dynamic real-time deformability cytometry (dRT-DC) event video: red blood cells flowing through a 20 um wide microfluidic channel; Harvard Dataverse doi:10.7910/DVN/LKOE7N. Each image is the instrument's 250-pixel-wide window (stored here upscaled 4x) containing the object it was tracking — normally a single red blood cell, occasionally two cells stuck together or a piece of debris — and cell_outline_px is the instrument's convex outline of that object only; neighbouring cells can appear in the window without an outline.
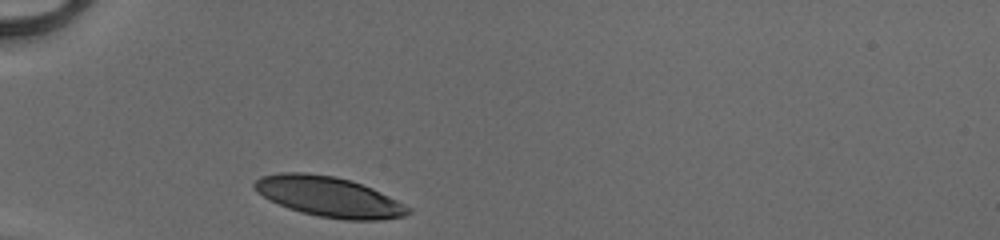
{"species": "human", "species_latin": "Homo sapiens", "temperature_condition": "cold", "stored_images_in_passage": 27, "camera_frame_rate_fps": 3000, "um_per_image_px": 0.085, "donor": {"sex": "male"}, "frame": {"image": 1, "passage_image": 1, "time_ms": 0.0, "image_size_px": [1000, 240], "cell_outline_px": [[412, 212], [404, 216], [380, 220], [344, 220], [320, 216], [300, 212], [288, 208], [268, 200], [256, 192], [252, 188], [252, 184], [260, 176], [280, 172], [304, 172], [332, 176], [352, 180], [372, 188], [412, 208]], "centroid_in_image_um": [27.92, 16.72], "position_along_channel_um": 57.1, "area_um2": 36.18}}
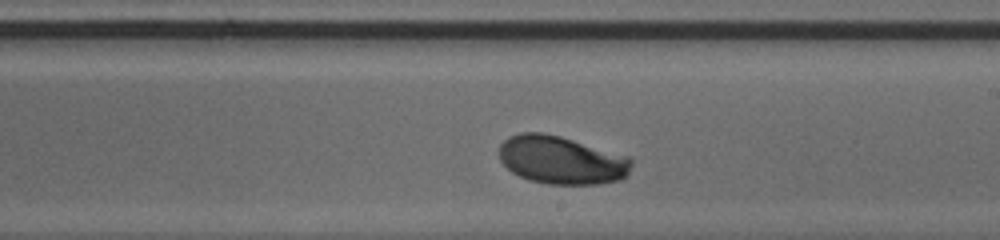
{"frame": {"image": 2, "passage_image": 16, "time_ms": 5.0, "image_size_px": [1000, 240], "cell_outline_px": [[632, 164], [628, 172], [620, 180], [596, 184], [548, 184], [528, 180], [512, 172], [500, 160], [500, 144], [508, 136], [520, 132], [544, 132], [560, 136], [628, 156], [632, 160]], "centroid_in_image_um": [47.7, 13.6], "position_along_channel_um": 241.3, "area_um2": 37.05}}
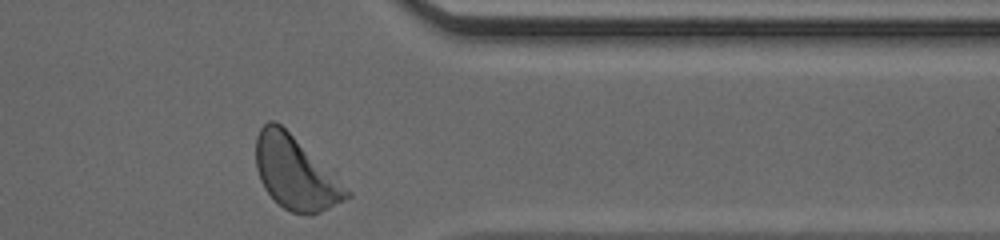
{"frame": {"image": 3, "passage_image": 27, "time_ms": 8.667, "image_size_px": [1000, 240], "cell_outline_px": [[352, 196], [312, 216], [292, 212], [284, 208], [264, 188], [260, 180], [256, 168], [256, 136], [260, 128], [268, 120], [272, 120], [280, 124], [352, 192]], "centroid_in_image_um": [25.09, 14.71], "position_along_channel_um": 386.3, "area_um2": 37.86}, "authors_computed_cell_mechanics": {"area_um2": 36.992, "velocity_mm_per_s": 4.063, "shape_relaxation_time_tau1_ms": 1.7878, "shape_relaxation_time_tau2_ms": null, "deformation_change_tau1": 0.1309, "deformation_change_tau2": null}}